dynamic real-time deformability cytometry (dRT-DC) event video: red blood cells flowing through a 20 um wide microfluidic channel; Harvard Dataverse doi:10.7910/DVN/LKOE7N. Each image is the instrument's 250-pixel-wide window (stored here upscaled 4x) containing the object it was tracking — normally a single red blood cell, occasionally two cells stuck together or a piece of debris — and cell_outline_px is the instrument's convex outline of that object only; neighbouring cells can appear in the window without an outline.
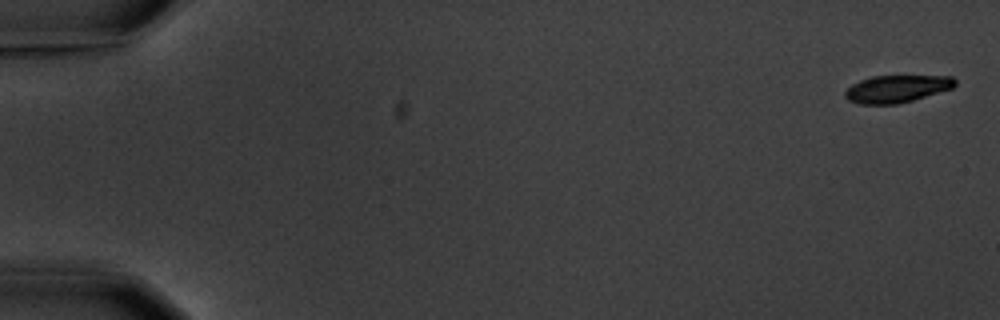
{"species": "common noctule bat (a hibernating species)", "species_latin": "Nyctalus noctula", "temperature_condition": "warm", "stored_images_in_passage": 6, "camera_frame_rate_fps": 3000, "um_per_image_px": 0.085, "animal": {"sex": "male", "body_mass_g": 20.1, "forearm_length_mm": 53.5}, "frame": {"image": 1, "passage_image": 1, "time_ms": 0.0, "image_size_px": [1000, 320], "cell_outline_px": [[956, 84], [952, 88], [912, 100], [896, 104], [860, 104], [848, 100], [844, 96], [844, 92], [852, 84], [860, 80], [872, 76], [952, 76], [956, 80]], "centroid_in_image_um": [76.2, 7.54], "position_along_channel_um": 8.8, "area_um2": 17.4}}
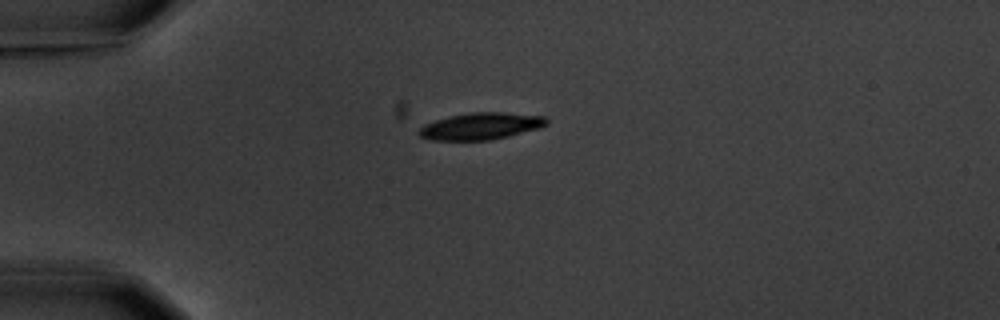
{"frame": {"image": 2, "passage_image": 5, "time_ms": 4.667, "image_size_px": [1000, 320], "cell_outline_px": [[548, 124], [540, 128], [508, 136], [488, 140], [428, 140], [420, 136], [416, 132], [424, 124], [436, 120], [452, 116], [472, 112], [504, 112], [544, 116], [548, 120]], "centroid_in_image_um": [40.87, 10.72], "position_along_channel_um": 44.1, "area_um2": 19.94}}